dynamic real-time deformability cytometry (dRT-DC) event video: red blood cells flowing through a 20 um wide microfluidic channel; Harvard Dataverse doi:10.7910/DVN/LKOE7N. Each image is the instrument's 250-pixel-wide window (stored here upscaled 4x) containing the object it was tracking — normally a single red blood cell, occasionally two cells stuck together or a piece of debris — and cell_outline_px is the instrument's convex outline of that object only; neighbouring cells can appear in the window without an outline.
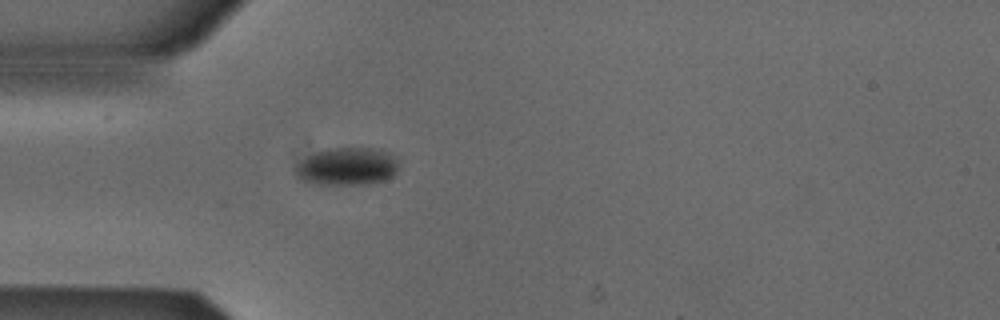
{"species": "Egyptian fruit bat (a non-hibernating species)", "species_latin": "Rousettus aegyptiacus", "temperature_condition": "cold", "stored_images_in_passage": 2, "camera_frame_rate_fps": 3000, "um_per_image_px": 0.085, "animal": {"sex": "male"}, "frame": {"image": 1, "passage_image": 2, "time_ms": 0.333, "image_size_px": [1000, 320], "cell_outline_px": [[396, 172], [392, 176], [384, 180], [368, 184], [316, 184], [300, 180], [296, 176], [296, 168], [308, 156], [316, 152], [328, 148], [380, 148], [388, 152], [396, 160]], "centroid_in_image_um": [29.51, 14.15], "position_along_channel_um": 55.5, "area_um2": 22.43}}